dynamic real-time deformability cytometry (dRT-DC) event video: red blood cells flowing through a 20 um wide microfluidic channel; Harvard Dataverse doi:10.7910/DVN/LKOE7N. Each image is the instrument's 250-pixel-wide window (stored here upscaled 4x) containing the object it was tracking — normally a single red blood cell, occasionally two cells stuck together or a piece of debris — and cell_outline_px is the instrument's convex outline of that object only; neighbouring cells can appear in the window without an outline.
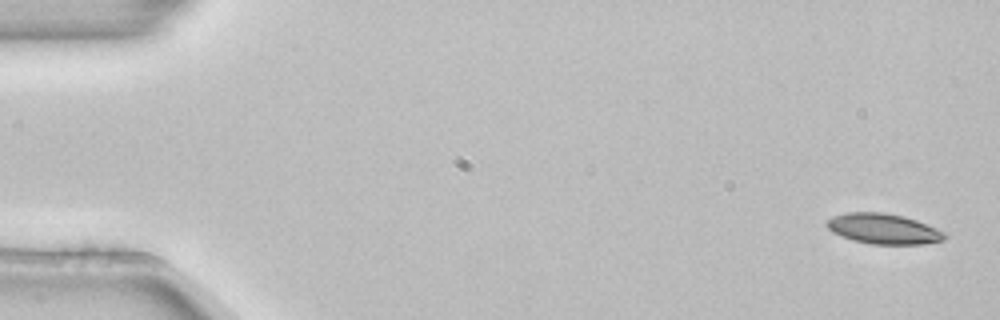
{"species": "common noctule bat (a hibernating species)", "species_latin": "Nyctalus noctula", "temperature_condition": "room temperature", "stored_images_in_passage": 4, "camera_frame_rate_fps": 3000, "um_per_image_px": 0.085, "animal": {"sex": "female", "body_mass_g": 22.7, "forearm_length_mm": 54.2}, "frame": {"image": 1, "passage_image": 1, "time_ms": 0.0, "image_size_px": [1000, 320], "cell_outline_px": [[944, 240], [920, 244], [872, 244], [852, 240], [832, 232], [824, 224], [832, 216], [848, 212], [884, 212], [904, 216], [916, 220], [936, 228], [944, 232]], "centroid_in_image_um": [75.05, 19.44], "position_along_channel_um": 10.0, "area_um2": 20.75}}
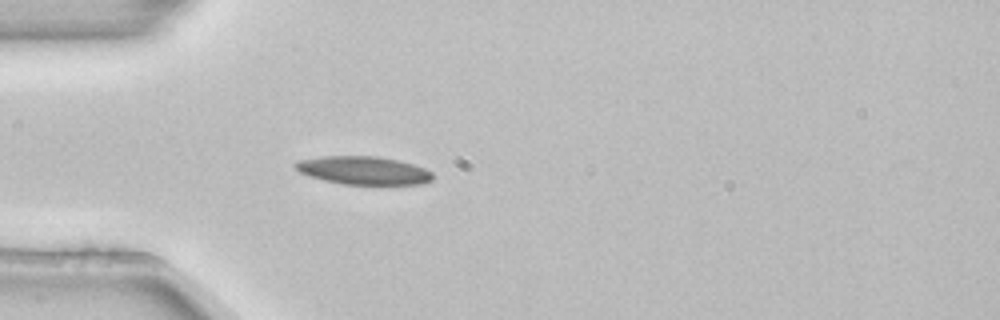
{"frame": {"image": 2, "passage_image": 4, "time_ms": 1.0, "image_size_px": [1000, 320], "cell_outline_px": [[432, 180], [420, 184], [344, 184], [324, 180], [308, 176], [300, 172], [292, 164], [296, 160], [320, 156], [376, 156], [396, 160], [412, 164], [424, 168], [432, 172]], "centroid_in_image_um": [30.83, 14.48], "position_along_channel_um": 54.2, "area_um2": 22.48}}